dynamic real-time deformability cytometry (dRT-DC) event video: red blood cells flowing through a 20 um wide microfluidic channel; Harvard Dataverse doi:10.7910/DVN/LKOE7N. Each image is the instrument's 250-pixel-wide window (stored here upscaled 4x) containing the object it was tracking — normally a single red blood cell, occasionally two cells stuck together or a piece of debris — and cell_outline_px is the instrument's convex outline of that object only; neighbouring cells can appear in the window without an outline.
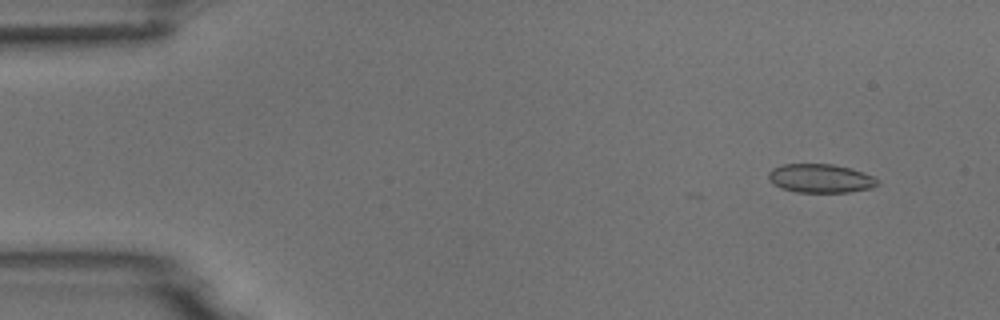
{"species": "common noctule bat (a hibernating species)", "species_latin": "Nyctalus noctula", "temperature_condition": "room temperature", "stored_images_in_passage": 5, "camera_frame_rate_fps": 3000, "um_per_image_px": 0.085, "animal": {"sex": "male", "body_mass_g": 18.8}, "frame": {"image": 1, "passage_image": 2, "time_ms": 1.0, "image_size_px": [1000, 320], "cell_outline_px": [[876, 184], [872, 188], [848, 192], [796, 192], [780, 188], [768, 180], [768, 172], [772, 168], [784, 164], [832, 164], [852, 168], [872, 176], [876, 180]], "centroid_in_image_um": [69.68, 15.16], "position_along_channel_um": 15.3, "area_um2": 18.21}}
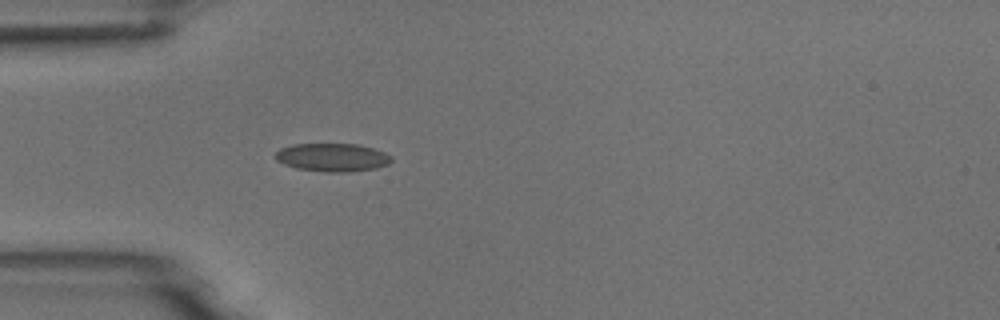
{"frame": {"image": 2, "passage_image": 5, "time_ms": 4.667, "image_size_px": [1000, 320], "cell_outline_px": [[392, 160], [388, 164], [376, 168], [348, 172], [324, 172], [296, 168], [284, 164], [276, 160], [276, 152], [280, 148], [292, 144], [356, 144], [372, 148], [384, 152], [392, 156]], "centroid_in_image_um": [28.25, 13.38], "position_along_channel_um": 56.8, "area_um2": 19.07}}